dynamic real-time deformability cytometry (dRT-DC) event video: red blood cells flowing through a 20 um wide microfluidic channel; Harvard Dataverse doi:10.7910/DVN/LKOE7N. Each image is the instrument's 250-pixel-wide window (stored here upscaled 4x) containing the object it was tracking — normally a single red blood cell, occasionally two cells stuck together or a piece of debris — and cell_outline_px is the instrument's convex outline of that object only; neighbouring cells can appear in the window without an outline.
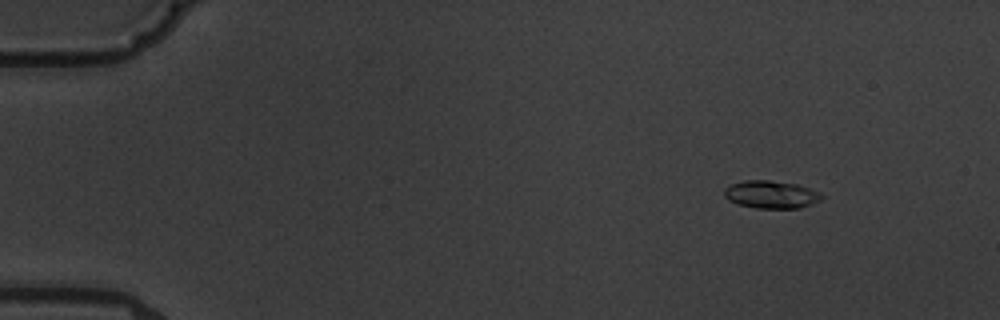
{"species": "common noctule bat (a hibernating species)", "species_latin": "Nyctalus noctula", "temperature_condition": "warm", "stored_images_in_passage": 9, "camera_frame_rate_fps": 3000, "um_per_image_px": 0.085, "animal": {"sex": "male", "body_mass_g": 19.5, "forearm_length_mm": 54.6}, "frame": {"image": 1, "passage_image": 2, "time_ms": 1.333, "image_size_px": [1000, 320], "cell_outline_px": [[824, 196], [820, 200], [812, 204], [800, 208], [756, 208], [736, 204], [728, 200], [724, 196], [724, 188], [732, 184], [744, 180], [768, 180], [796, 184], [808, 188]], "centroid_in_image_um": [65.5, 16.54], "position_along_channel_um": 19.5, "area_um2": 15.66}}
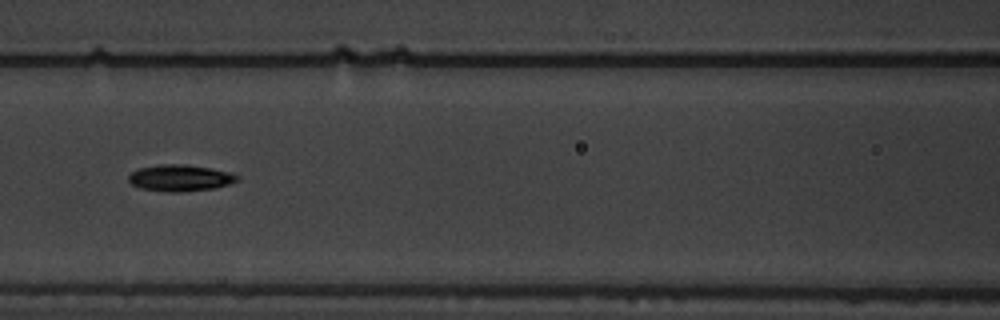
{"frame": {"image": 2, "passage_image": 7, "time_ms": 8.0, "image_size_px": [1000, 320], "cell_outline_px": [[240, 180], [216, 188], [184, 192], [168, 192], [140, 188], [132, 184], [128, 180], [128, 176], [132, 172], [140, 168], [160, 164], [188, 164], [212, 168], [232, 172], [240, 176]], "centroid_in_image_um": [15.37, 15.12], "position_along_channel_um": 151.2, "area_um2": 17.05}}
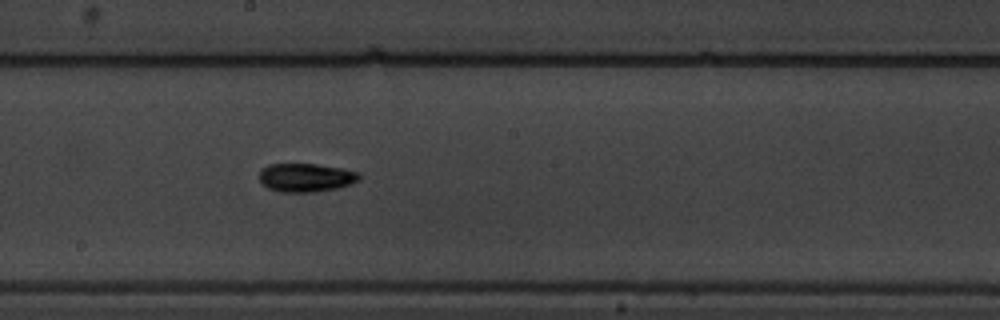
{"frame": {"image": 3, "passage_image": 9, "time_ms": 10.0, "image_size_px": [1000, 320], "cell_outline_px": [[360, 180], [352, 184], [340, 188], [316, 192], [280, 192], [268, 188], [260, 180], [260, 168], [268, 164], [316, 164], [340, 168], [360, 172]], "centroid_in_image_um": [26.03, 15.1], "position_along_channel_um": 222.2, "area_um2": 16.82}}